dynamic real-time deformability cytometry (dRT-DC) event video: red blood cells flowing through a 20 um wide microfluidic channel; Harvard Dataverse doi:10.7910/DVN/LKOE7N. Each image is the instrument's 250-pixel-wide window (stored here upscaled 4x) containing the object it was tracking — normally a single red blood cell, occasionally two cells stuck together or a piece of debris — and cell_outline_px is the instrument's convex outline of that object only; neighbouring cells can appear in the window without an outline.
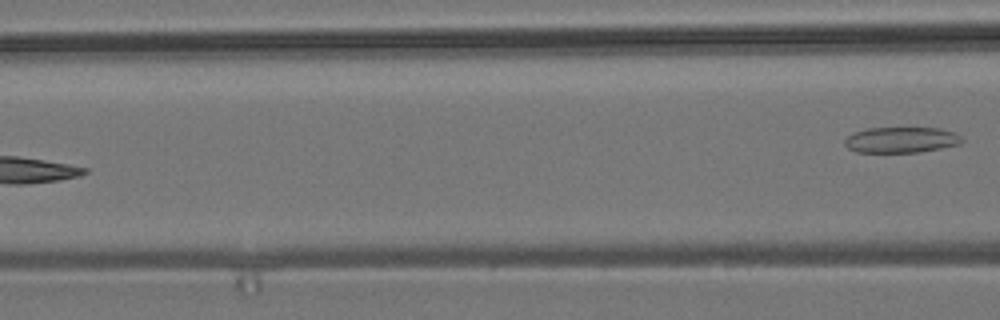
{"species": "common noctule bat (a hibernating species)", "species_latin": "Nyctalus noctula", "temperature_condition": "room temperature", "stored_images_in_passage": 6, "camera_frame_rate_fps": 3000, "um_per_image_px": 0.085, "animal": {"sex": "male", "body_mass_g": 19.2, "forearm_length_mm": 51.8}, "frame": {"image": 1, "passage_image": 6, "time_ms": 6.0, "image_size_px": [1000, 320], "cell_outline_px": [[964, 140], [960, 144], [920, 152], [856, 152], [848, 148], [844, 144], [844, 140], [852, 132], [868, 128], [940, 128], [956, 132]], "centroid_in_image_um": [76.6, 11.88], "position_along_channel_um": 90.0, "area_um2": 17.69}}